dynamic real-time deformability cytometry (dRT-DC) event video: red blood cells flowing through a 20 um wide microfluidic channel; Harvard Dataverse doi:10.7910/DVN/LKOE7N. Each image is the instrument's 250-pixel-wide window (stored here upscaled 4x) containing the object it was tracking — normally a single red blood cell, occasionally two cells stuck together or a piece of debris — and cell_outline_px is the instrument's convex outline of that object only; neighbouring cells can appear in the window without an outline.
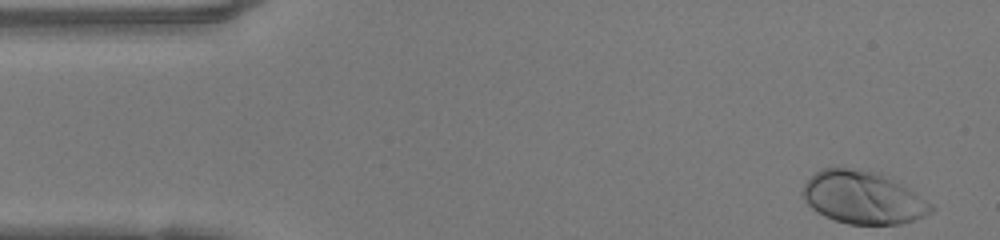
{"species": "human", "species_latin": "Homo sapiens", "temperature_condition": "warm", "stored_images_in_passage": 38, "camera_frame_rate_fps": 3000, "um_per_image_px": 0.085, "donor": {"sex": "female"}, "frame": {"image": 1, "passage_image": 1, "time_ms": 0.0, "image_size_px": [1000, 240], "cell_outline_px": [[932, 212], [924, 216], [900, 224], [848, 224], [824, 216], [812, 208], [804, 200], [800, 192], [804, 184], [816, 172], [824, 168], [848, 168], [880, 172], [932, 204]], "centroid_in_image_um": [73.31, 16.79], "position_along_channel_um": 11.7, "area_um2": 38.9}}
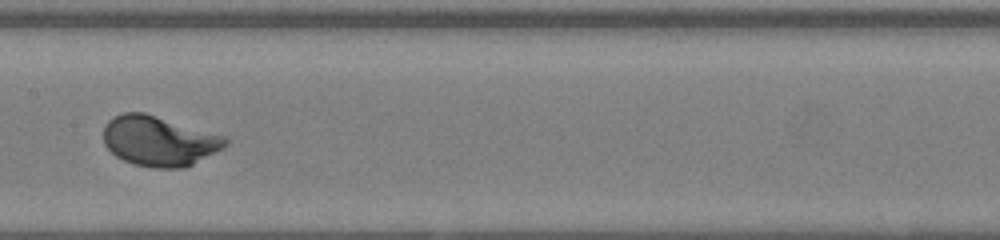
{"frame": {"image": 2, "passage_image": 22, "time_ms": 7.0, "image_size_px": [1000, 240], "cell_outline_px": [[228, 144], [224, 148], [184, 168], [156, 168], [136, 164], [124, 160], [116, 156], [104, 144], [104, 124], [112, 116], [120, 112], [144, 112], [224, 136], [228, 140]], "centroid_in_image_um": [13.5, 11.97], "position_along_channel_um": 193.9, "area_um2": 35.43}}
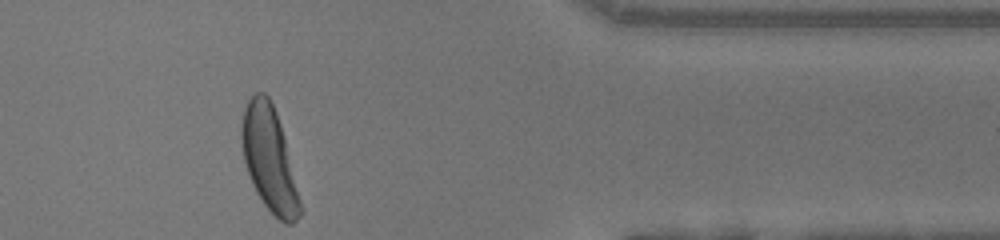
{"frame": {"image": 3, "passage_image": 38, "time_ms": 12.333, "image_size_px": [1000, 240], "cell_outline_px": [[304, 212], [292, 224], [284, 224], [264, 204], [256, 192], [252, 184], [244, 160], [240, 136], [240, 132], [244, 108], [248, 100], [256, 92], [264, 92], [268, 96], [276, 112], [280, 124], [304, 208]], "centroid_in_image_um": [22.91, 13.56], "position_along_channel_um": 388.5, "area_um2": 35.6}, "authors_computed_cell_mechanics": {"area_um2": 34.7378, "velocity_mm_per_s": 4.1357, "shape_relaxation_time_tau1_ms": 1.7873, "shape_relaxation_time_tau2_ms": null, "deformation_change_tau1": 0.1666, "deformation_change_tau2": null}}